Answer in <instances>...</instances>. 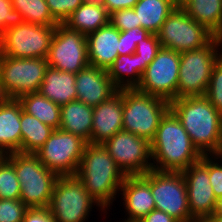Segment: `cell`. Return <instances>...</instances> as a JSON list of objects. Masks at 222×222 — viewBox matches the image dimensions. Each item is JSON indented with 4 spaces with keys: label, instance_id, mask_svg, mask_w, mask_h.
Here are the masks:
<instances>
[{
    "label": "cell",
    "instance_id": "obj_1",
    "mask_svg": "<svg viewBox=\"0 0 222 222\" xmlns=\"http://www.w3.org/2000/svg\"><path fill=\"white\" fill-rule=\"evenodd\" d=\"M170 110L201 155L222 154V114L204 95L176 98Z\"/></svg>",
    "mask_w": 222,
    "mask_h": 222
},
{
    "label": "cell",
    "instance_id": "obj_2",
    "mask_svg": "<svg viewBox=\"0 0 222 222\" xmlns=\"http://www.w3.org/2000/svg\"><path fill=\"white\" fill-rule=\"evenodd\" d=\"M151 144L152 170L182 172L201 159L180 120L169 110L161 119Z\"/></svg>",
    "mask_w": 222,
    "mask_h": 222
},
{
    "label": "cell",
    "instance_id": "obj_3",
    "mask_svg": "<svg viewBox=\"0 0 222 222\" xmlns=\"http://www.w3.org/2000/svg\"><path fill=\"white\" fill-rule=\"evenodd\" d=\"M75 176L106 212L126 177L103 144L86 145Z\"/></svg>",
    "mask_w": 222,
    "mask_h": 222
},
{
    "label": "cell",
    "instance_id": "obj_4",
    "mask_svg": "<svg viewBox=\"0 0 222 222\" xmlns=\"http://www.w3.org/2000/svg\"><path fill=\"white\" fill-rule=\"evenodd\" d=\"M5 157L14 165L20 182V200L28 208L48 207L59 176L48 170L36 154L15 152Z\"/></svg>",
    "mask_w": 222,
    "mask_h": 222
},
{
    "label": "cell",
    "instance_id": "obj_5",
    "mask_svg": "<svg viewBox=\"0 0 222 222\" xmlns=\"http://www.w3.org/2000/svg\"><path fill=\"white\" fill-rule=\"evenodd\" d=\"M222 55V38L214 37L207 45L180 53L177 98L205 95L212 68Z\"/></svg>",
    "mask_w": 222,
    "mask_h": 222
},
{
    "label": "cell",
    "instance_id": "obj_6",
    "mask_svg": "<svg viewBox=\"0 0 222 222\" xmlns=\"http://www.w3.org/2000/svg\"><path fill=\"white\" fill-rule=\"evenodd\" d=\"M170 103L137 89H123V130L151 142Z\"/></svg>",
    "mask_w": 222,
    "mask_h": 222
},
{
    "label": "cell",
    "instance_id": "obj_7",
    "mask_svg": "<svg viewBox=\"0 0 222 222\" xmlns=\"http://www.w3.org/2000/svg\"><path fill=\"white\" fill-rule=\"evenodd\" d=\"M95 205L107 213L74 175L58 177L48 208L55 222H85Z\"/></svg>",
    "mask_w": 222,
    "mask_h": 222
},
{
    "label": "cell",
    "instance_id": "obj_8",
    "mask_svg": "<svg viewBox=\"0 0 222 222\" xmlns=\"http://www.w3.org/2000/svg\"><path fill=\"white\" fill-rule=\"evenodd\" d=\"M46 58L2 57L0 64V98L18 99L38 92L44 79Z\"/></svg>",
    "mask_w": 222,
    "mask_h": 222
},
{
    "label": "cell",
    "instance_id": "obj_9",
    "mask_svg": "<svg viewBox=\"0 0 222 222\" xmlns=\"http://www.w3.org/2000/svg\"><path fill=\"white\" fill-rule=\"evenodd\" d=\"M149 185L156 210L163 211L178 222H193L189 211L187 188L181 172L150 170L140 175Z\"/></svg>",
    "mask_w": 222,
    "mask_h": 222
},
{
    "label": "cell",
    "instance_id": "obj_10",
    "mask_svg": "<svg viewBox=\"0 0 222 222\" xmlns=\"http://www.w3.org/2000/svg\"><path fill=\"white\" fill-rule=\"evenodd\" d=\"M87 144L79 136L55 129L35 154L48 170L58 176H74Z\"/></svg>",
    "mask_w": 222,
    "mask_h": 222
},
{
    "label": "cell",
    "instance_id": "obj_11",
    "mask_svg": "<svg viewBox=\"0 0 222 222\" xmlns=\"http://www.w3.org/2000/svg\"><path fill=\"white\" fill-rule=\"evenodd\" d=\"M161 47L183 53L207 45L215 36L178 5L157 33Z\"/></svg>",
    "mask_w": 222,
    "mask_h": 222
},
{
    "label": "cell",
    "instance_id": "obj_12",
    "mask_svg": "<svg viewBox=\"0 0 222 222\" xmlns=\"http://www.w3.org/2000/svg\"><path fill=\"white\" fill-rule=\"evenodd\" d=\"M179 66L180 53L161 47L135 89L172 102L177 98Z\"/></svg>",
    "mask_w": 222,
    "mask_h": 222
},
{
    "label": "cell",
    "instance_id": "obj_13",
    "mask_svg": "<svg viewBox=\"0 0 222 222\" xmlns=\"http://www.w3.org/2000/svg\"><path fill=\"white\" fill-rule=\"evenodd\" d=\"M56 26L22 23L1 34L3 55L15 58H47Z\"/></svg>",
    "mask_w": 222,
    "mask_h": 222
},
{
    "label": "cell",
    "instance_id": "obj_14",
    "mask_svg": "<svg viewBox=\"0 0 222 222\" xmlns=\"http://www.w3.org/2000/svg\"><path fill=\"white\" fill-rule=\"evenodd\" d=\"M103 145L126 176L144 175L152 170L151 144L147 139L121 130Z\"/></svg>",
    "mask_w": 222,
    "mask_h": 222
},
{
    "label": "cell",
    "instance_id": "obj_15",
    "mask_svg": "<svg viewBox=\"0 0 222 222\" xmlns=\"http://www.w3.org/2000/svg\"><path fill=\"white\" fill-rule=\"evenodd\" d=\"M48 66L77 74L89 64L87 36L70 30L63 24L56 26L47 55Z\"/></svg>",
    "mask_w": 222,
    "mask_h": 222
},
{
    "label": "cell",
    "instance_id": "obj_16",
    "mask_svg": "<svg viewBox=\"0 0 222 222\" xmlns=\"http://www.w3.org/2000/svg\"><path fill=\"white\" fill-rule=\"evenodd\" d=\"M187 188L189 211L194 220L208 219L215 211L217 199L209 181V155L181 172Z\"/></svg>",
    "mask_w": 222,
    "mask_h": 222
},
{
    "label": "cell",
    "instance_id": "obj_17",
    "mask_svg": "<svg viewBox=\"0 0 222 222\" xmlns=\"http://www.w3.org/2000/svg\"><path fill=\"white\" fill-rule=\"evenodd\" d=\"M123 130V89L108 100L93 107L90 144H103Z\"/></svg>",
    "mask_w": 222,
    "mask_h": 222
},
{
    "label": "cell",
    "instance_id": "obj_18",
    "mask_svg": "<svg viewBox=\"0 0 222 222\" xmlns=\"http://www.w3.org/2000/svg\"><path fill=\"white\" fill-rule=\"evenodd\" d=\"M77 101L97 106L108 100L119 89L112 83L106 69L88 65L76 74Z\"/></svg>",
    "mask_w": 222,
    "mask_h": 222
},
{
    "label": "cell",
    "instance_id": "obj_19",
    "mask_svg": "<svg viewBox=\"0 0 222 222\" xmlns=\"http://www.w3.org/2000/svg\"><path fill=\"white\" fill-rule=\"evenodd\" d=\"M119 192L127 212L122 222H138L156 209L150 185L140 175L126 176Z\"/></svg>",
    "mask_w": 222,
    "mask_h": 222
},
{
    "label": "cell",
    "instance_id": "obj_20",
    "mask_svg": "<svg viewBox=\"0 0 222 222\" xmlns=\"http://www.w3.org/2000/svg\"><path fill=\"white\" fill-rule=\"evenodd\" d=\"M119 38L120 31L110 22L89 33L87 35L89 64L107 70L119 56Z\"/></svg>",
    "mask_w": 222,
    "mask_h": 222
},
{
    "label": "cell",
    "instance_id": "obj_21",
    "mask_svg": "<svg viewBox=\"0 0 222 222\" xmlns=\"http://www.w3.org/2000/svg\"><path fill=\"white\" fill-rule=\"evenodd\" d=\"M18 99L0 98V156L21 152V111Z\"/></svg>",
    "mask_w": 222,
    "mask_h": 222
},
{
    "label": "cell",
    "instance_id": "obj_22",
    "mask_svg": "<svg viewBox=\"0 0 222 222\" xmlns=\"http://www.w3.org/2000/svg\"><path fill=\"white\" fill-rule=\"evenodd\" d=\"M75 79L74 73L48 66L38 92L59 106L65 105L77 100Z\"/></svg>",
    "mask_w": 222,
    "mask_h": 222
},
{
    "label": "cell",
    "instance_id": "obj_23",
    "mask_svg": "<svg viewBox=\"0 0 222 222\" xmlns=\"http://www.w3.org/2000/svg\"><path fill=\"white\" fill-rule=\"evenodd\" d=\"M59 129L81 137L88 144L92 133L93 107L81 101H72L61 106Z\"/></svg>",
    "mask_w": 222,
    "mask_h": 222
},
{
    "label": "cell",
    "instance_id": "obj_24",
    "mask_svg": "<svg viewBox=\"0 0 222 222\" xmlns=\"http://www.w3.org/2000/svg\"><path fill=\"white\" fill-rule=\"evenodd\" d=\"M179 5L215 37L222 38V0H181Z\"/></svg>",
    "mask_w": 222,
    "mask_h": 222
},
{
    "label": "cell",
    "instance_id": "obj_25",
    "mask_svg": "<svg viewBox=\"0 0 222 222\" xmlns=\"http://www.w3.org/2000/svg\"><path fill=\"white\" fill-rule=\"evenodd\" d=\"M179 5L176 0H139L133 7L138 23L157 34L171 12Z\"/></svg>",
    "mask_w": 222,
    "mask_h": 222
},
{
    "label": "cell",
    "instance_id": "obj_26",
    "mask_svg": "<svg viewBox=\"0 0 222 222\" xmlns=\"http://www.w3.org/2000/svg\"><path fill=\"white\" fill-rule=\"evenodd\" d=\"M110 14L105 7L80 5L63 23L73 31L88 35L109 23Z\"/></svg>",
    "mask_w": 222,
    "mask_h": 222
},
{
    "label": "cell",
    "instance_id": "obj_27",
    "mask_svg": "<svg viewBox=\"0 0 222 222\" xmlns=\"http://www.w3.org/2000/svg\"><path fill=\"white\" fill-rule=\"evenodd\" d=\"M23 111L36 117L42 123L59 129L61 106L41 95L39 92L27 93L18 98Z\"/></svg>",
    "mask_w": 222,
    "mask_h": 222
},
{
    "label": "cell",
    "instance_id": "obj_28",
    "mask_svg": "<svg viewBox=\"0 0 222 222\" xmlns=\"http://www.w3.org/2000/svg\"><path fill=\"white\" fill-rule=\"evenodd\" d=\"M107 72L118 89L136 88L141 81L139 55H119Z\"/></svg>",
    "mask_w": 222,
    "mask_h": 222
},
{
    "label": "cell",
    "instance_id": "obj_29",
    "mask_svg": "<svg viewBox=\"0 0 222 222\" xmlns=\"http://www.w3.org/2000/svg\"><path fill=\"white\" fill-rule=\"evenodd\" d=\"M21 152L35 154L55 130L36 117L21 111Z\"/></svg>",
    "mask_w": 222,
    "mask_h": 222
},
{
    "label": "cell",
    "instance_id": "obj_30",
    "mask_svg": "<svg viewBox=\"0 0 222 222\" xmlns=\"http://www.w3.org/2000/svg\"><path fill=\"white\" fill-rule=\"evenodd\" d=\"M13 9L22 14L26 23L57 26L59 23L52 17L46 0H11Z\"/></svg>",
    "mask_w": 222,
    "mask_h": 222
},
{
    "label": "cell",
    "instance_id": "obj_31",
    "mask_svg": "<svg viewBox=\"0 0 222 222\" xmlns=\"http://www.w3.org/2000/svg\"><path fill=\"white\" fill-rule=\"evenodd\" d=\"M20 193L14 165L5 156H0V199H20Z\"/></svg>",
    "mask_w": 222,
    "mask_h": 222
},
{
    "label": "cell",
    "instance_id": "obj_32",
    "mask_svg": "<svg viewBox=\"0 0 222 222\" xmlns=\"http://www.w3.org/2000/svg\"><path fill=\"white\" fill-rule=\"evenodd\" d=\"M204 96L222 114V55L212 68L210 82Z\"/></svg>",
    "mask_w": 222,
    "mask_h": 222
},
{
    "label": "cell",
    "instance_id": "obj_33",
    "mask_svg": "<svg viewBox=\"0 0 222 222\" xmlns=\"http://www.w3.org/2000/svg\"><path fill=\"white\" fill-rule=\"evenodd\" d=\"M160 49L161 43L157 34L151 33L147 38L137 43L135 53L139 55L141 77Z\"/></svg>",
    "mask_w": 222,
    "mask_h": 222
},
{
    "label": "cell",
    "instance_id": "obj_34",
    "mask_svg": "<svg viewBox=\"0 0 222 222\" xmlns=\"http://www.w3.org/2000/svg\"><path fill=\"white\" fill-rule=\"evenodd\" d=\"M27 209L20 199H0V222H22Z\"/></svg>",
    "mask_w": 222,
    "mask_h": 222
},
{
    "label": "cell",
    "instance_id": "obj_35",
    "mask_svg": "<svg viewBox=\"0 0 222 222\" xmlns=\"http://www.w3.org/2000/svg\"><path fill=\"white\" fill-rule=\"evenodd\" d=\"M151 33L142 27H136L128 31H121L119 38V55L135 53L136 45L139 41L147 38Z\"/></svg>",
    "mask_w": 222,
    "mask_h": 222
},
{
    "label": "cell",
    "instance_id": "obj_36",
    "mask_svg": "<svg viewBox=\"0 0 222 222\" xmlns=\"http://www.w3.org/2000/svg\"><path fill=\"white\" fill-rule=\"evenodd\" d=\"M52 17L63 24L65 20L83 4V0H46Z\"/></svg>",
    "mask_w": 222,
    "mask_h": 222
},
{
    "label": "cell",
    "instance_id": "obj_37",
    "mask_svg": "<svg viewBox=\"0 0 222 222\" xmlns=\"http://www.w3.org/2000/svg\"><path fill=\"white\" fill-rule=\"evenodd\" d=\"M109 22L120 32L141 27V23H138L137 14L133 8L113 11L110 14Z\"/></svg>",
    "mask_w": 222,
    "mask_h": 222
},
{
    "label": "cell",
    "instance_id": "obj_38",
    "mask_svg": "<svg viewBox=\"0 0 222 222\" xmlns=\"http://www.w3.org/2000/svg\"><path fill=\"white\" fill-rule=\"evenodd\" d=\"M24 22L22 14L13 9L11 0H0V34Z\"/></svg>",
    "mask_w": 222,
    "mask_h": 222
},
{
    "label": "cell",
    "instance_id": "obj_39",
    "mask_svg": "<svg viewBox=\"0 0 222 222\" xmlns=\"http://www.w3.org/2000/svg\"><path fill=\"white\" fill-rule=\"evenodd\" d=\"M214 157V158H213ZM222 154L209 155V181L216 199L222 197Z\"/></svg>",
    "mask_w": 222,
    "mask_h": 222
},
{
    "label": "cell",
    "instance_id": "obj_40",
    "mask_svg": "<svg viewBox=\"0 0 222 222\" xmlns=\"http://www.w3.org/2000/svg\"><path fill=\"white\" fill-rule=\"evenodd\" d=\"M22 222H55L48 207L28 208Z\"/></svg>",
    "mask_w": 222,
    "mask_h": 222
},
{
    "label": "cell",
    "instance_id": "obj_41",
    "mask_svg": "<svg viewBox=\"0 0 222 222\" xmlns=\"http://www.w3.org/2000/svg\"><path fill=\"white\" fill-rule=\"evenodd\" d=\"M138 1L139 0H105V8L107 12L111 14L113 11L119 9L133 8Z\"/></svg>",
    "mask_w": 222,
    "mask_h": 222
},
{
    "label": "cell",
    "instance_id": "obj_42",
    "mask_svg": "<svg viewBox=\"0 0 222 222\" xmlns=\"http://www.w3.org/2000/svg\"><path fill=\"white\" fill-rule=\"evenodd\" d=\"M138 222H178L167 213L159 210H152Z\"/></svg>",
    "mask_w": 222,
    "mask_h": 222
},
{
    "label": "cell",
    "instance_id": "obj_43",
    "mask_svg": "<svg viewBox=\"0 0 222 222\" xmlns=\"http://www.w3.org/2000/svg\"><path fill=\"white\" fill-rule=\"evenodd\" d=\"M83 3L88 4V5L105 7V0H83Z\"/></svg>",
    "mask_w": 222,
    "mask_h": 222
},
{
    "label": "cell",
    "instance_id": "obj_44",
    "mask_svg": "<svg viewBox=\"0 0 222 222\" xmlns=\"http://www.w3.org/2000/svg\"><path fill=\"white\" fill-rule=\"evenodd\" d=\"M211 222H222V214L212 213L208 218Z\"/></svg>",
    "mask_w": 222,
    "mask_h": 222
},
{
    "label": "cell",
    "instance_id": "obj_45",
    "mask_svg": "<svg viewBox=\"0 0 222 222\" xmlns=\"http://www.w3.org/2000/svg\"><path fill=\"white\" fill-rule=\"evenodd\" d=\"M213 213L222 214V197L217 199L215 211Z\"/></svg>",
    "mask_w": 222,
    "mask_h": 222
},
{
    "label": "cell",
    "instance_id": "obj_46",
    "mask_svg": "<svg viewBox=\"0 0 222 222\" xmlns=\"http://www.w3.org/2000/svg\"><path fill=\"white\" fill-rule=\"evenodd\" d=\"M2 57H3V48H2V38H1V34H0V64L2 61Z\"/></svg>",
    "mask_w": 222,
    "mask_h": 222
},
{
    "label": "cell",
    "instance_id": "obj_47",
    "mask_svg": "<svg viewBox=\"0 0 222 222\" xmlns=\"http://www.w3.org/2000/svg\"><path fill=\"white\" fill-rule=\"evenodd\" d=\"M193 222H211L209 219H197L194 220Z\"/></svg>",
    "mask_w": 222,
    "mask_h": 222
}]
</instances>
